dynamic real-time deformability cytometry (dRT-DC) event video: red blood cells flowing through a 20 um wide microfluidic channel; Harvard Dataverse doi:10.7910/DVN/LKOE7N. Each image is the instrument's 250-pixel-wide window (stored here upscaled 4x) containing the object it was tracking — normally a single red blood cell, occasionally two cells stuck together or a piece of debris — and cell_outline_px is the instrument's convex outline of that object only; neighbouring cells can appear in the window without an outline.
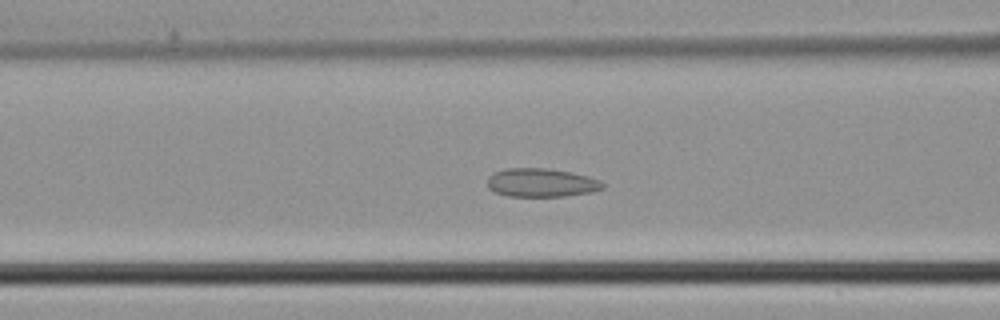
{"species": "common noctule bat (a hibernating species)", "species_latin": "Nyctalus noctula", "temperature_condition": "cold", "stored_images_in_passage": 44, "camera_frame_rate_fps": 3000, "um_per_image_px": 0.085, "animal": {"sex": "male", "body_mass_g": 21.5, "forearm_length_mm": 52.0}, "frame": {"image": 1, "passage_image": 16, "time_ms": 5.0, "image_size_px": [1000, 320], "cell_outline_px": [[604, 188], [592, 192], [564, 196], [508, 196], [496, 192], [488, 188], [488, 176], [504, 168], [548, 168], [572, 172], [588, 176], [600, 180], [604, 184]], "centroid_in_image_um": [46.03, 15.52], "position_along_channel_um": 120.6, "area_um2": 19.25}}
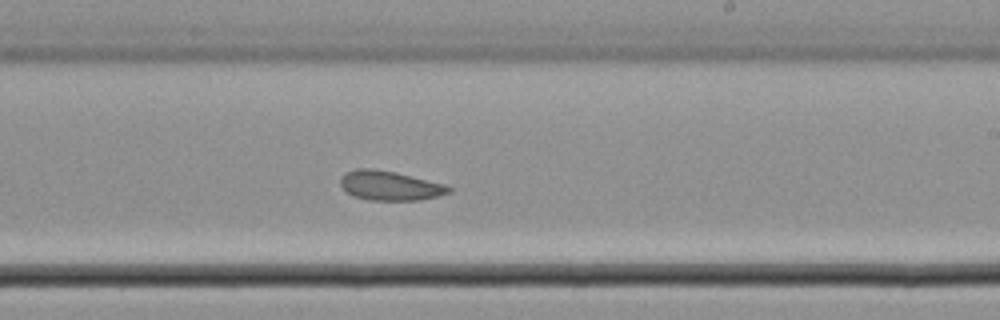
{"frame": {"image": 2, "passage_image": 25, "time_ms": 8.0, "image_size_px": [1000, 320], "cell_outline_px": [[452, 192], [420, 200], [368, 200], [352, 196], [340, 184], [340, 176], [344, 172], [356, 168], [372, 168], [396, 172], [444, 184], [452, 188]], "centroid_in_image_um": [33.1, 15.77], "position_along_channel_um": 255.9, "area_um2": 18.67}}
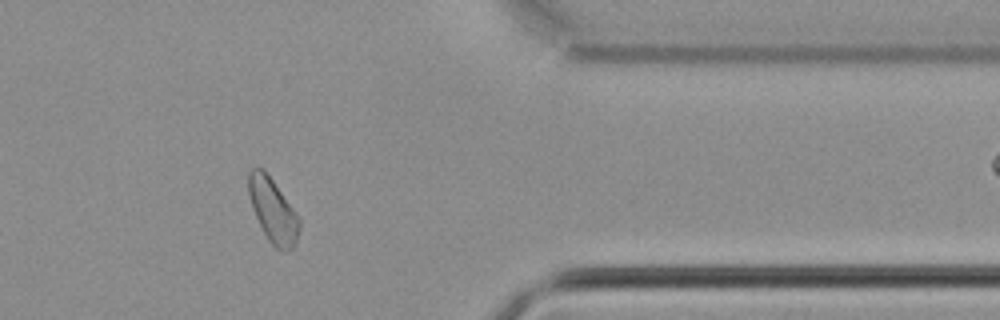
{"frame": {"image": 3, "passage_image": 35, "time_ms": 11.333, "image_size_px": [1000, 320], "cell_outline_px": [[300, 228], [296, 240], [292, 248], [284, 252], [276, 248], [268, 240], [252, 208], [248, 192], [248, 172], [252, 168], [260, 168], [272, 180], [300, 216]], "centroid_in_image_um": [23.21, 17.91], "position_along_channel_um": 388.2, "area_um2": 18.73}}